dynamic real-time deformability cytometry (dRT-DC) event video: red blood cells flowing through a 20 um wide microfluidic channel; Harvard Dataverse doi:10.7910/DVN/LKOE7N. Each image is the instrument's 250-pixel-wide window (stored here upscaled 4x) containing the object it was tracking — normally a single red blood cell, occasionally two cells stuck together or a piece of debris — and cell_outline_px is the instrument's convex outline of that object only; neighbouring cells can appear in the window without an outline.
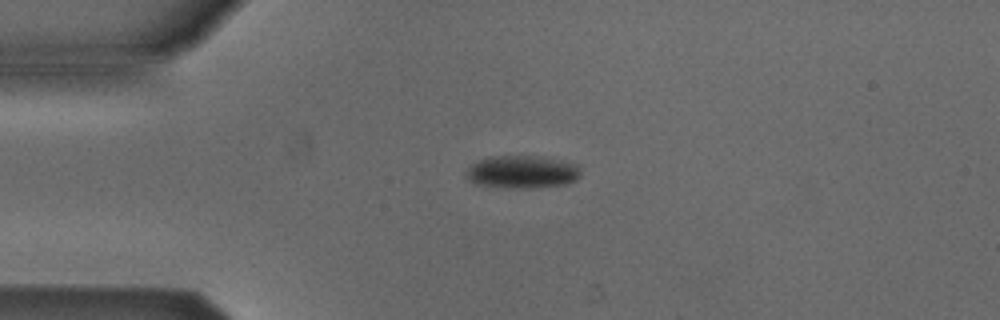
{"species": "Egyptian fruit bat (a non-hibernating species)", "species_latin": "Rousettus aegyptiacus", "temperature_condition": "cold", "stored_images_in_passage": 4, "camera_frame_rate_fps": 3000, "um_per_image_px": 0.085, "animal": {"sex": "male"}, "frame": {"image": 1, "passage_image": 3, "time_ms": 0.667, "image_size_px": [1000, 320], "cell_outline_px": [[580, 176], [576, 180], [564, 184], [528, 188], [504, 188], [476, 184], [468, 180], [464, 172], [476, 160], [488, 156], [540, 156], [580, 164]], "centroid_in_image_um": [44.36, 14.6], "position_along_channel_um": 40.6, "area_um2": 22.2}}